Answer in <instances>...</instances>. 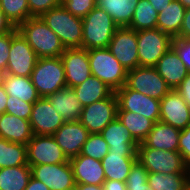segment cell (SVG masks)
I'll use <instances>...</instances> for the list:
<instances>
[{
  "label": "cell",
  "mask_w": 190,
  "mask_h": 190,
  "mask_svg": "<svg viewBox=\"0 0 190 190\" xmlns=\"http://www.w3.org/2000/svg\"><path fill=\"white\" fill-rule=\"evenodd\" d=\"M16 28L32 47L38 58L60 57L65 50L59 37L45 24L40 16L30 17Z\"/></svg>",
  "instance_id": "obj_1"
},
{
  "label": "cell",
  "mask_w": 190,
  "mask_h": 190,
  "mask_svg": "<svg viewBox=\"0 0 190 190\" xmlns=\"http://www.w3.org/2000/svg\"><path fill=\"white\" fill-rule=\"evenodd\" d=\"M81 48H107L114 33L119 27L113 18L99 6H95L82 18Z\"/></svg>",
  "instance_id": "obj_2"
},
{
  "label": "cell",
  "mask_w": 190,
  "mask_h": 190,
  "mask_svg": "<svg viewBox=\"0 0 190 190\" xmlns=\"http://www.w3.org/2000/svg\"><path fill=\"white\" fill-rule=\"evenodd\" d=\"M45 24L59 37L66 48H81L82 18L72 15L62 5L43 13L41 16Z\"/></svg>",
  "instance_id": "obj_3"
},
{
  "label": "cell",
  "mask_w": 190,
  "mask_h": 190,
  "mask_svg": "<svg viewBox=\"0 0 190 190\" xmlns=\"http://www.w3.org/2000/svg\"><path fill=\"white\" fill-rule=\"evenodd\" d=\"M91 75L98 77L114 92L126 84L128 70L113 56L108 48L88 50Z\"/></svg>",
  "instance_id": "obj_4"
},
{
  "label": "cell",
  "mask_w": 190,
  "mask_h": 190,
  "mask_svg": "<svg viewBox=\"0 0 190 190\" xmlns=\"http://www.w3.org/2000/svg\"><path fill=\"white\" fill-rule=\"evenodd\" d=\"M137 160L149 173H190L178 151L149 148L143 142L137 147Z\"/></svg>",
  "instance_id": "obj_5"
},
{
  "label": "cell",
  "mask_w": 190,
  "mask_h": 190,
  "mask_svg": "<svg viewBox=\"0 0 190 190\" xmlns=\"http://www.w3.org/2000/svg\"><path fill=\"white\" fill-rule=\"evenodd\" d=\"M30 79L40 97H48L67 86L60 57L39 58Z\"/></svg>",
  "instance_id": "obj_6"
},
{
  "label": "cell",
  "mask_w": 190,
  "mask_h": 190,
  "mask_svg": "<svg viewBox=\"0 0 190 190\" xmlns=\"http://www.w3.org/2000/svg\"><path fill=\"white\" fill-rule=\"evenodd\" d=\"M172 39L158 28L137 31L139 67H154L170 49Z\"/></svg>",
  "instance_id": "obj_7"
},
{
  "label": "cell",
  "mask_w": 190,
  "mask_h": 190,
  "mask_svg": "<svg viewBox=\"0 0 190 190\" xmlns=\"http://www.w3.org/2000/svg\"><path fill=\"white\" fill-rule=\"evenodd\" d=\"M117 111L118 99L113 92L103 100L84 106L79 121L90 134H98L117 118Z\"/></svg>",
  "instance_id": "obj_8"
},
{
  "label": "cell",
  "mask_w": 190,
  "mask_h": 190,
  "mask_svg": "<svg viewBox=\"0 0 190 190\" xmlns=\"http://www.w3.org/2000/svg\"><path fill=\"white\" fill-rule=\"evenodd\" d=\"M125 85L129 89L158 100L171 90L154 67H136L129 70Z\"/></svg>",
  "instance_id": "obj_9"
},
{
  "label": "cell",
  "mask_w": 190,
  "mask_h": 190,
  "mask_svg": "<svg viewBox=\"0 0 190 190\" xmlns=\"http://www.w3.org/2000/svg\"><path fill=\"white\" fill-rule=\"evenodd\" d=\"M26 146L29 166L69 162L52 135H33Z\"/></svg>",
  "instance_id": "obj_10"
},
{
  "label": "cell",
  "mask_w": 190,
  "mask_h": 190,
  "mask_svg": "<svg viewBox=\"0 0 190 190\" xmlns=\"http://www.w3.org/2000/svg\"><path fill=\"white\" fill-rule=\"evenodd\" d=\"M118 111L140 114L154 123L160 119V100L129 89L126 85L117 90Z\"/></svg>",
  "instance_id": "obj_11"
},
{
  "label": "cell",
  "mask_w": 190,
  "mask_h": 190,
  "mask_svg": "<svg viewBox=\"0 0 190 190\" xmlns=\"http://www.w3.org/2000/svg\"><path fill=\"white\" fill-rule=\"evenodd\" d=\"M107 48L128 71L139 67L137 31L132 28L118 27Z\"/></svg>",
  "instance_id": "obj_12"
},
{
  "label": "cell",
  "mask_w": 190,
  "mask_h": 190,
  "mask_svg": "<svg viewBox=\"0 0 190 190\" xmlns=\"http://www.w3.org/2000/svg\"><path fill=\"white\" fill-rule=\"evenodd\" d=\"M38 59L32 47L18 32L12 38L7 67L4 73L30 77Z\"/></svg>",
  "instance_id": "obj_13"
},
{
  "label": "cell",
  "mask_w": 190,
  "mask_h": 190,
  "mask_svg": "<svg viewBox=\"0 0 190 190\" xmlns=\"http://www.w3.org/2000/svg\"><path fill=\"white\" fill-rule=\"evenodd\" d=\"M32 177L50 190H72L76 182L69 162L30 166Z\"/></svg>",
  "instance_id": "obj_14"
},
{
  "label": "cell",
  "mask_w": 190,
  "mask_h": 190,
  "mask_svg": "<svg viewBox=\"0 0 190 190\" xmlns=\"http://www.w3.org/2000/svg\"><path fill=\"white\" fill-rule=\"evenodd\" d=\"M33 135H53L64 123L47 97H40L33 103L29 119Z\"/></svg>",
  "instance_id": "obj_15"
},
{
  "label": "cell",
  "mask_w": 190,
  "mask_h": 190,
  "mask_svg": "<svg viewBox=\"0 0 190 190\" xmlns=\"http://www.w3.org/2000/svg\"><path fill=\"white\" fill-rule=\"evenodd\" d=\"M159 121L180 130L190 125V106L176 89H171L160 100Z\"/></svg>",
  "instance_id": "obj_16"
},
{
  "label": "cell",
  "mask_w": 190,
  "mask_h": 190,
  "mask_svg": "<svg viewBox=\"0 0 190 190\" xmlns=\"http://www.w3.org/2000/svg\"><path fill=\"white\" fill-rule=\"evenodd\" d=\"M60 58L64 66L67 86L73 88L91 75L87 49L66 48Z\"/></svg>",
  "instance_id": "obj_17"
},
{
  "label": "cell",
  "mask_w": 190,
  "mask_h": 190,
  "mask_svg": "<svg viewBox=\"0 0 190 190\" xmlns=\"http://www.w3.org/2000/svg\"><path fill=\"white\" fill-rule=\"evenodd\" d=\"M89 134V131L77 120L65 122L52 136L70 160L80 154Z\"/></svg>",
  "instance_id": "obj_18"
},
{
  "label": "cell",
  "mask_w": 190,
  "mask_h": 190,
  "mask_svg": "<svg viewBox=\"0 0 190 190\" xmlns=\"http://www.w3.org/2000/svg\"><path fill=\"white\" fill-rule=\"evenodd\" d=\"M69 163L76 184L103 186L105 174L101 161L79 154L71 158Z\"/></svg>",
  "instance_id": "obj_19"
},
{
  "label": "cell",
  "mask_w": 190,
  "mask_h": 190,
  "mask_svg": "<svg viewBox=\"0 0 190 190\" xmlns=\"http://www.w3.org/2000/svg\"><path fill=\"white\" fill-rule=\"evenodd\" d=\"M136 161L137 152H108L101 160L105 180L126 182Z\"/></svg>",
  "instance_id": "obj_20"
},
{
  "label": "cell",
  "mask_w": 190,
  "mask_h": 190,
  "mask_svg": "<svg viewBox=\"0 0 190 190\" xmlns=\"http://www.w3.org/2000/svg\"><path fill=\"white\" fill-rule=\"evenodd\" d=\"M154 68L171 89H176L189 73L172 47L158 60Z\"/></svg>",
  "instance_id": "obj_21"
},
{
  "label": "cell",
  "mask_w": 190,
  "mask_h": 190,
  "mask_svg": "<svg viewBox=\"0 0 190 190\" xmlns=\"http://www.w3.org/2000/svg\"><path fill=\"white\" fill-rule=\"evenodd\" d=\"M109 146V152H137L139 143L130 131L116 118L100 133Z\"/></svg>",
  "instance_id": "obj_22"
},
{
  "label": "cell",
  "mask_w": 190,
  "mask_h": 190,
  "mask_svg": "<svg viewBox=\"0 0 190 190\" xmlns=\"http://www.w3.org/2000/svg\"><path fill=\"white\" fill-rule=\"evenodd\" d=\"M47 98L51 102L54 110L58 115L62 116L65 122L80 119L83 106L71 87L65 86Z\"/></svg>",
  "instance_id": "obj_23"
},
{
  "label": "cell",
  "mask_w": 190,
  "mask_h": 190,
  "mask_svg": "<svg viewBox=\"0 0 190 190\" xmlns=\"http://www.w3.org/2000/svg\"><path fill=\"white\" fill-rule=\"evenodd\" d=\"M180 133V129L158 121L143 143L149 148L178 151Z\"/></svg>",
  "instance_id": "obj_24"
},
{
  "label": "cell",
  "mask_w": 190,
  "mask_h": 190,
  "mask_svg": "<svg viewBox=\"0 0 190 190\" xmlns=\"http://www.w3.org/2000/svg\"><path fill=\"white\" fill-rule=\"evenodd\" d=\"M0 137L13 143L26 145L33 137L29 120L7 113L1 114Z\"/></svg>",
  "instance_id": "obj_25"
},
{
  "label": "cell",
  "mask_w": 190,
  "mask_h": 190,
  "mask_svg": "<svg viewBox=\"0 0 190 190\" xmlns=\"http://www.w3.org/2000/svg\"><path fill=\"white\" fill-rule=\"evenodd\" d=\"M82 106L92 104L109 97L114 91L94 75L72 88Z\"/></svg>",
  "instance_id": "obj_26"
},
{
  "label": "cell",
  "mask_w": 190,
  "mask_h": 190,
  "mask_svg": "<svg viewBox=\"0 0 190 190\" xmlns=\"http://www.w3.org/2000/svg\"><path fill=\"white\" fill-rule=\"evenodd\" d=\"M186 8L178 1L173 0L158 13L157 28L175 38L182 27Z\"/></svg>",
  "instance_id": "obj_27"
},
{
  "label": "cell",
  "mask_w": 190,
  "mask_h": 190,
  "mask_svg": "<svg viewBox=\"0 0 190 190\" xmlns=\"http://www.w3.org/2000/svg\"><path fill=\"white\" fill-rule=\"evenodd\" d=\"M2 85L6 93L21 101L34 103L40 96L30 77H21L4 73Z\"/></svg>",
  "instance_id": "obj_28"
},
{
  "label": "cell",
  "mask_w": 190,
  "mask_h": 190,
  "mask_svg": "<svg viewBox=\"0 0 190 190\" xmlns=\"http://www.w3.org/2000/svg\"><path fill=\"white\" fill-rule=\"evenodd\" d=\"M139 0H97V6L104 9L119 27L129 26Z\"/></svg>",
  "instance_id": "obj_29"
},
{
  "label": "cell",
  "mask_w": 190,
  "mask_h": 190,
  "mask_svg": "<svg viewBox=\"0 0 190 190\" xmlns=\"http://www.w3.org/2000/svg\"><path fill=\"white\" fill-rule=\"evenodd\" d=\"M153 190H190V173H148Z\"/></svg>",
  "instance_id": "obj_30"
},
{
  "label": "cell",
  "mask_w": 190,
  "mask_h": 190,
  "mask_svg": "<svg viewBox=\"0 0 190 190\" xmlns=\"http://www.w3.org/2000/svg\"><path fill=\"white\" fill-rule=\"evenodd\" d=\"M32 177L29 165L0 169V190H24Z\"/></svg>",
  "instance_id": "obj_31"
},
{
  "label": "cell",
  "mask_w": 190,
  "mask_h": 190,
  "mask_svg": "<svg viewBox=\"0 0 190 190\" xmlns=\"http://www.w3.org/2000/svg\"><path fill=\"white\" fill-rule=\"evenodd\" d=\"M117 118L138 143L147 138L154 125L152 120L130 111H117Z\"/></svg>",
  "instance_id": "obj_32"
},
{
  "label": "cell",
  "mask_w": 190,
  "mask_h": 190,
  "mask_svg": "<svg viewBox=\"0 0 190 190\" xmlns=\"http://www.w3.org/2000/svg\"><path fill=\"white\" fill-rule=\"evenodd\" d=\"M28 165L27 146L0 137V169Z\"/></svg>",
  "instance_id": "obj_33"
},
{
  "label": "cell",
  "mask_w": 190,
  "mask_h": 190,
  "mask_svg": "<svg viewBox=\"0 0 190 190\" xmlns=\"http://www.w3.org/2000/svg\"><path fill=\"white\" fill-rule=\"evenodd\" d=\"M158 12L148 0H139L130 25L135 31L157 28Z\"/></svg>",
  "instance_id": "obj_34"
},
{
  "label": "cell",
  "mask_w": 190,
  "mask_h": 190,
  "mask_svg": "<svg viewBox=\"0 0 190 190\" xmlns=\"http://www.w3.org/2000/svg\"><path fill=\"white\" fill-rule=\"evenodd\" d=\"M0 9L15 27L32 17L27 0H0Z\"/></svg>",
  "instance_id": "obj_35"
},
{
  "label": "cell",
  "mask_w": 190,
  "mask_h": 190,
  "mask_svg": "<svg viewBox=\"0 0 190 190\" xmlns=\"http://www.w3.org/2000/svg\"><path fill=\"white\" fill-rule=\"evenodd\" d=\"M109 152V146L103 136L89 134L87 141L83 144L80 155H84L95 160L101 161Z\"/></svg>",
  "instance_id": "obj_36"
},
{
  "label": "cell",
  "mask_w": 190,
  "mask_h": 190,
  "mask_svg": "<svg viewBox=\"0 0 190 190\" xmlns=\"http://www.w3.org/2000/svg\"><path fill=\"white\" fill-rule=\"evenodd\" d=\"M148 171L137 160L126 180L127 190H153L147 183Z\"/></svg>",
  "instance_id": "obj_37"
},
{
  "label": "cell",
  "mask_w": 190,
  "mask_h": 190,
  "mask_svg": "<svg viewBox=\"0 0 190 190\" xmlns=\"http://www.w3.org/2000/svg\"><path fill=\"white\" fill-rule=\"evenodd\" d=\"M7 100L8 101L5 113L14 115L21 119H26V120L30 119L33 103L21 101L19 98L10 95H8Z\"/></svg>",
  "instance_id": "obj_38"
},
{
  "label": "cell",
  "mask_w": 190,
  "mask_h": 190,
  "mask_svg": "<svg viewBox=\"0 0 190 190\" xmlns=\"http://www.w3.org/2000/svg\"><path fill=\"white\" fill-rule=\"evenodd\" d=\"M96 5L97 0H62V6L80 18H84Z\"/></svg>",
  "instance_id": "obj_39"
},
{
  "label": "cell",
  "mask_w": 190,
  "mask_h": 190,
  "mask_svg": "<svg viewBox=\"0 0 190 190\" xmlns=\"http://www.w3.org/2000/svg\"><path fill=\"white\" fill-rule=\"evenodd\" d=\"M171 47L190 72V38H173Z\"/></svg>",
  "instance_id": "obj_40"
},
{
  "label": "cell",
  "mask_w": 190,
  "mask_h": 190,
  "mask_svg": "<svg viewBox=\"0 0 190 190\" xmlns=\"http://www.w3.org/2000/svg\"><path fill=\"white\" fill-rule=\"evenodd\" d=\"M32 17H39L48 10L62 5V0H27Z\"/></svg>",
  "instance_id": "obj_41"
},
{
  "label": "cell",
  "mask_w": 190,
  "mask_h": 190,
  "mask_svg": "<svg viewBox=\"0 0 190 190\" xmlns=\"http://www.w3.org/2000/svg\"><path fill=\"white\" fill-rule=\"evenodd\" d=\"M18 33L15 27L11 32L0 36V69L5 72L12 38Z\"/></svg>",
  "instance_id": "obj_42"
},
{
  "label": "cell",
  "mask_w": 190,
  "mask_h": 190,
  "mask_svg": "<svg viewBox=\"0 0 190 190\" xmlns=\"http://www.w3.org/2000/svg\"><path fill=\"white\" fill-rule=\"evenodd\" d=\"M178 152L182 155L186 165L190 168V125L181 130Z\"/></svg>",
  "instance_id": "obj_43"
},
{
  "label": "cell",
  "mask_w": 190,
  "mask_h": 190,
  "mask_svg": "<svg viewBox=\"0 0 190 190\" xmlns=\"http://www.w3.org/2000/svg\"><path fill=\"white\" fill-rule=\"evenodd\" d=\"M176 90L180 93L188 106H190V72L187 74L181 84L176 88Z\"/></svg>",
  "instance_id": "obj_44"
},
{
  "label": "cell",
  "mask_w": 190,
  "mask_h": 190,
  "mask_svg": "<svg viewBox=\"0 0 190 190\" xmlns=\"http://www.w3.org/2000/svg\"><path fill=\"white\" fill-rule=\"evenodd\" d=\"M177 38H190V8L186 9L182 27L180 29L179 34L176 36Z\"/></svg>",
  "instance_id": "obj_45"
},
{
  "label": "cell",
  "mask_w": 190,
  "mask_h": 190,
  "mask_svg": "<svg viewBox=\"0 0 190 190\" xmlns=\"http://www.w3.org/2000/svg\"><path fill=\"white\" fill-rule=\"evenodd\" d=\"M14 28L15 26L0 9V36L11 32Z\"/></svg>",
  "instance_id": "obj_46"
},
{
  "label": "cell",
  "mask_w": 190,
  "mask_h": 190,
  "mask_svg": "<svg viewBox=\"0 0 190 190\" xmlns=\"http://www.w3.org/2000/svg\"><path fill=\"white\" fill-rule=\"evenodd\" d=\"M104 190H127L126 182L105 180L103 183Z\"/></svg>",
  "instance_id": "obj_47"
},
{
  "label": "cell",
  "mask_w": 190,
  "mask_h": 190,
  "mask_svg": "<svg viewBox=\"0 0 190 190\" xmlns=\"http://www.w3.org/2000/svg\"><path fill=\"white\" fill-rule=\"evenodd\" d=\"M24 190H50L43 182L31 177L28 186Z\"/></svg>",
  "instance_id": "obj_48"
},
{
  "label": "cell",
  "mask_w": 190,
  "mask_h": 190,
  "mask_svg": "<svg viewBox=\"0 0 190 190\" xmlns=\"http://www.w3.org/2000/svg\"><path fill=\"white\" fill-rule=\"evenodd\" d=\"M8 94L6 93L2 84H0V114L5 113L7 105Z\"/></svg>",
  "instance_id": "obj_49"
},
{
  "label": "cell",
  "mask_w": 190,
  "mask_h": 190,
  "mask_svg": "<svg viewBox=\"0 0 190 190\" xmlns=\"http://www.w3.org/2000/svg\"><path fill=\"white\" fill-rule=\"evenodd\" d=\"M152 6L157 10L159 13L160 11L163 10L166 6L169 5V3L173 0H148Z\"/></svg>",
  "instance_id": "obj_50"
},
{
  "label": "cell",
  "mask_w": 190,
  "mask_h": 190,
  "mask_svg": "<svg viewBox=\"0 0 190 190\" xmlns=\"http://www.w3.org/2000/svg\"><path fill=\"white\" fill-rule=\"evenodd\" d=\"M74 190H104V188L98 185L76 184Z\"/></svg>",
  "instance_id": "obj_51"
},
{
  "label": "cell",
  "mask_w": 190,
  "mask_h": 190,
  "mask_svg": "<svg viewBox=\"0 0 190 190\" xmlns=\"http://www.w3.org/2000/svg\"><path fill=\"white\" fill-rule=\"evenodd\" d=\"M186 9L190 8V0H178Z\"/></svg>",
  "instance_id": "obj_52"
},
{
  "label": "cell",
  "mask_w": 190,
  "mask_h": 190,
  "mask_svg": "<svg viewBox=\"0 0 190 190\" xmlns=\"http://www.w3.org/2000/svg\"><path fill=\"white\" fill-rule=\"evenodd\" d=\"M3 76H4V71H2V70L0 69V84H2Z\"/></svg>",
  "instance_id": "obj_53"
}]
</instances>
